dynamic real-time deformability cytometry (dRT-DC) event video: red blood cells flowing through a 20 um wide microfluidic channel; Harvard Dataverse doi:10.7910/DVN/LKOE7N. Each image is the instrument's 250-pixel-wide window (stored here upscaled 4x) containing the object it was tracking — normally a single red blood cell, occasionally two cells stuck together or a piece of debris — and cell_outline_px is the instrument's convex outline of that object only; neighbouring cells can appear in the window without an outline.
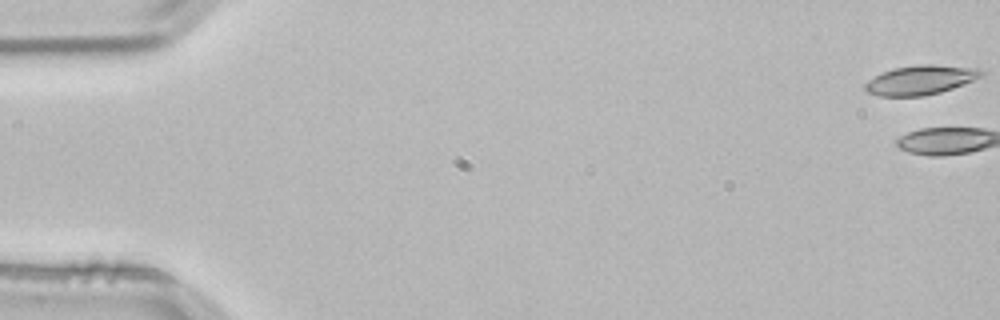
{"species": "common noctule bat (a hibernating species)", "species_latin": "Nyctalus noctula", "temperature_condition": "room temperature", "stored_images_in_passage": 3, "camera_frame_rate_fps": 3000, "um_per_image_px": 0.085, "animal": {"sex": "male", "body_mass_g": 21.5, "forearm_length_mm": 52.0}, "frame": {"image": 1, "passage_image": 1, "time_ms": 0.0, "image_size_px": [1000, 320], "cell_outline_px": [[984, 72], [980, 76], [972, 80], [952, 88], [940, 92], [924, 96], [880, 96], [868, 92], [864, 88], [864, 84], [868, 80], [892, 68], [920, 64], [932, 64], [980, 68]], "centroid_in_image_um": [78.23, 6.79], "position_along_channel_um": 6.8, "area_um2": 19.71}}